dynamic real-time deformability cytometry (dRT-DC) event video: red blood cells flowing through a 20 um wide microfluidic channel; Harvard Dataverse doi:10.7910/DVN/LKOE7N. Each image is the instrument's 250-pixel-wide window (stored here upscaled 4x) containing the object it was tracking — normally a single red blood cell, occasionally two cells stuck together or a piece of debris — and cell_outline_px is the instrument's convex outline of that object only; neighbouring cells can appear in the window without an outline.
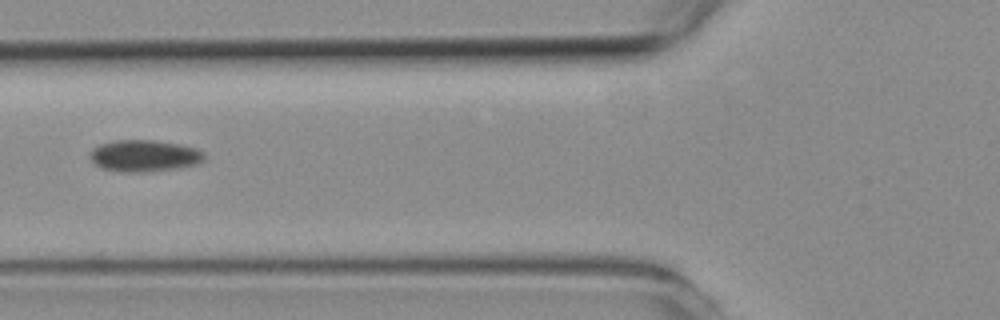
{"species": "common noctule bat (a hibernating species)", "species_latin": "Nyctalus noctula", "temperature_condition": "room temperature", "stored_images_in_passage": 3, "camera_frame_rate_fps": 3000, "um_per_image_px": 0.085, "animal": {"sex": "female", "body_mass_g": 19.3, "forearm_length_mm": 54.1}, "frame": {"image": 1, "passage_image": 3, "time_ms": 2.333, "image_size_px": [1000, 320], "cell_outline_px": [[204, 160], [196, 164], [180, 168], [144, 172], [124, 172], [100, 168], [88, 156], [92, 148], [100, 144], [112, 140], [156, 140], [180, 144], [196, 148], [204, 152]], "centroid_in_image_um": [12.25, 13.24], "position_along_channel_um": 113.5, "area_um2": 21.33}}